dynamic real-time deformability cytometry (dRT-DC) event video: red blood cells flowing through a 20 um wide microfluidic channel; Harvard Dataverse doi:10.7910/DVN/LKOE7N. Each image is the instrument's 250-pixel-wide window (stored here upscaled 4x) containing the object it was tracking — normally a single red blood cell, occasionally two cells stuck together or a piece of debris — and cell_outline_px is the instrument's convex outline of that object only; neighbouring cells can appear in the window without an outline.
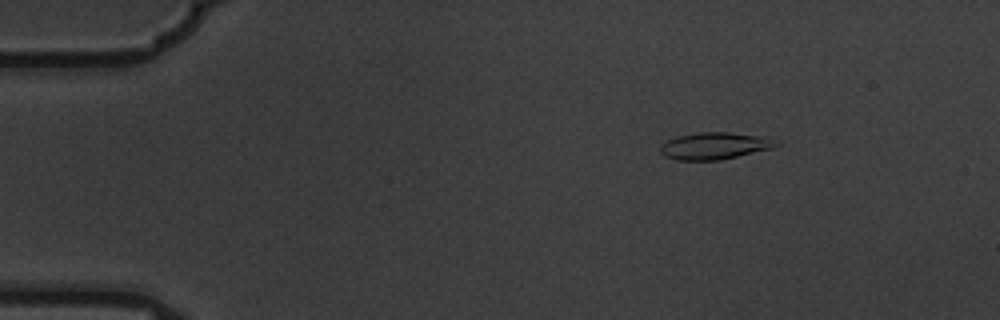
{"species": "common noctule bat (a hibernating species)", "species_latin": "Nyctalus noctula", "temperature_condition": "warm", "stored_images_in_passage": 5, "camera_frame_rate_fps": 3000, "um_per_image_px": 0.085, "animal": {"sex": "male", "body_mass_g": 19.5, "forearm_length_mm": 54.6}, "frame": {"image": 1, "passage_image": 3, "time_ms": 0.667, "image_size_px": [1000, 320], "cell_outline_px": [[780, 144], [772, 148], [720, 160], [676, 160], [664, 156], [660, 152], [660, 144], [676, 136], [700, 132], [728, 132], [768, 136]], "centroid_in_image_um": [60.73, 12.39], "position_along_channel_um": 24.3, "area_um2": 18.32}}